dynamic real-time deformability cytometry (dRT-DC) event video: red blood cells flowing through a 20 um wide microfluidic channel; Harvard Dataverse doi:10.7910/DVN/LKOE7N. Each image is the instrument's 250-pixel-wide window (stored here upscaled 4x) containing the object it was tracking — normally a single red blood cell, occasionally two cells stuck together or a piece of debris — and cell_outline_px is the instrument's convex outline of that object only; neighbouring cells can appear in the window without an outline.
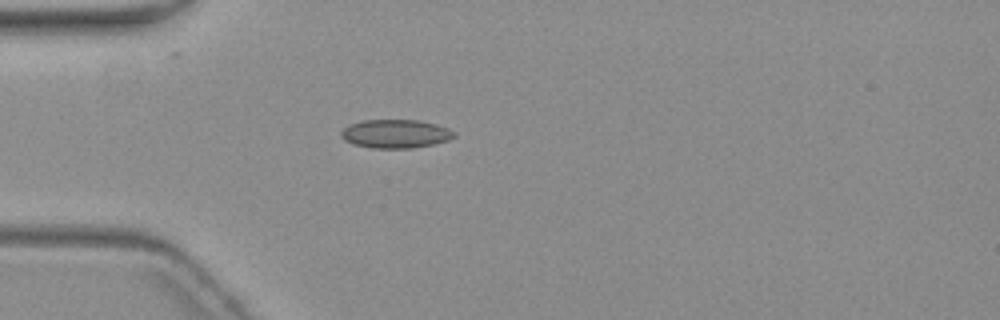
{"species": "common noctule bat (a hibernating species)", "species_latin": "Nyctalus noctula", "temperature_condition": "warm", "stored_images_in_passage": 2, "camera_frame_rate_fps": 3000, "um_per_image_px": 0.085, "animal": {"sex": "female", "body_mass_g": 19.3, "forearm_length_mm": 54.1}, "frame": {"image": 1, "passage_image": 1, "time_ms": 0.0, "image_size_px": [1000, 320], "cell_outline_px": [[456, 136], [448, 140], [432, 144], [412, 148], [372, 148], [352, 144], [344, 140], [340, 136], [340, 132], [344, 128], [352, 124], [364, 120], [416, 120], [436, 124], [448, 128], [456, 132]], "centroid_in_image_um": [33.62, 11.37], "position_along_channel_um": 51.4, "area_um2": 18.79}}